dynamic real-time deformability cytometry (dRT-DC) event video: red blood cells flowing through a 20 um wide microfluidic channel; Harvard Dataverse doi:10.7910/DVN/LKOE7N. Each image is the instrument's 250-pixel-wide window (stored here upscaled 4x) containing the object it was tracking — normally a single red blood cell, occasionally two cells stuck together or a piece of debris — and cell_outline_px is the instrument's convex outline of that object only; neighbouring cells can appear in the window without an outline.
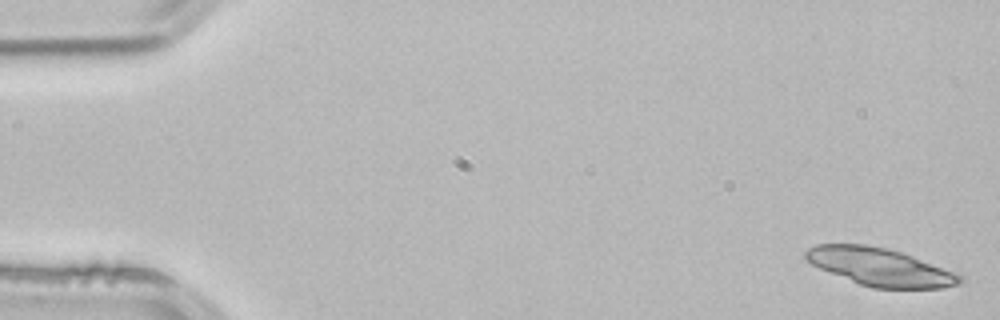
{"species": "common noctule bat (a hibernating species)", "species_latin": "Nyctalus noctula", "temperature_condition": "room temperature", "stored_images_in_passage": 4, "segment_of_instrument_passage": [2, 2], "camera_frame_rate_fps": 3000, "um_per_image_px": 0.085, "animal": {"sex": "male", "body_mass_g": 21.5, "forearm_length_mm": 52.0}, "frame": {"image": 1, "passage_image": 4, "time_ms": 1.0, "image_size_px": [1000, 320], "cell_outline_px": [[964, 280], [960, 284], [944, 288], [872, 288], [860, 284], [820, 268], [804, 260], [804, 252], [808, 248], [816, 244], [864, 244], [884, 248], [900, 252], [912, 256], [964, 276]], "centroid_in_image_um": [74.79, 22.69], "position_along_channel_um": 10.2, "area_um2": 33.64}}